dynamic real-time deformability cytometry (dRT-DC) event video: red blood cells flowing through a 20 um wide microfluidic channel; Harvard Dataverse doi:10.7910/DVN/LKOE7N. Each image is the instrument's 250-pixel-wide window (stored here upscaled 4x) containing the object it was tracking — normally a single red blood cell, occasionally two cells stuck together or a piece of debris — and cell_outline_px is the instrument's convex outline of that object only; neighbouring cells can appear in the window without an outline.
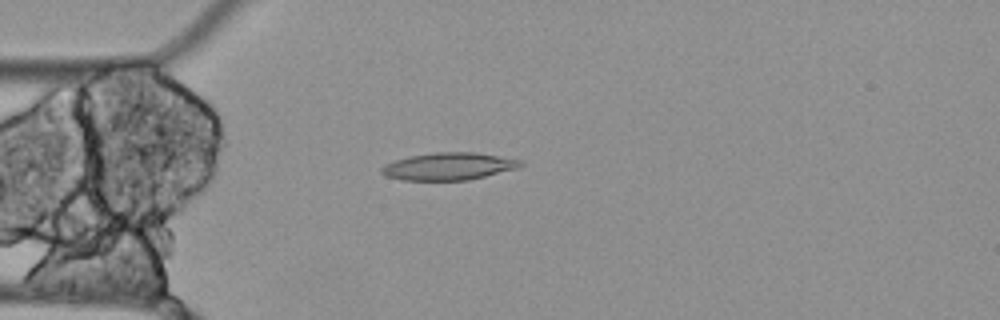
{"species": "Egyptian fruit bat (a non-hibernating species)", "species_latin": "Rousettus aegyptiacus", "temperature_condition": "cold", "stored_images_in_passage": 42, "camera_frame_rate_fps": 3000, "um_per_image_px": 0.085, "animal": {"sex": "female"}, "frame": {"image": 1, "passage_image": 2, "time_ms": 0.333, "image_size_px": [1000, 320], "cell_outline_px": [[524, 164], [516, 168], [468, 180], [404, 180], [384, 176], [380, 172], [380, 168], [384, 164], [408, 156], [432, 152], [476, 152], [524, 160]], "centroid_in_image_um": [38.11, 14.13], "position_along_channel_um": 46.9, "area_um2": 22.25}}
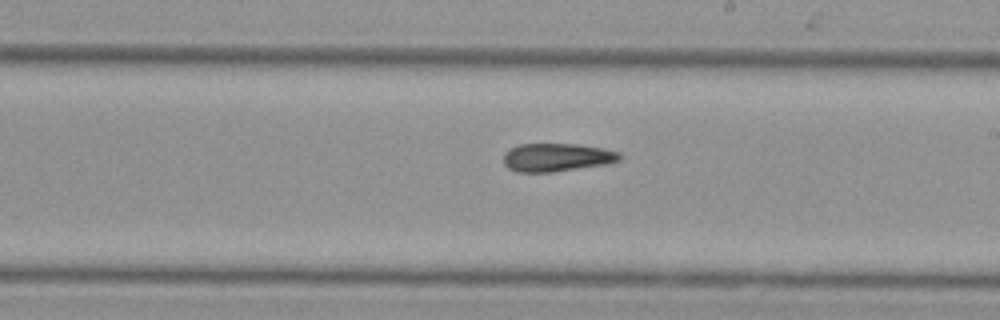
{"frame": {"image": 2, "passage_image": 19, "time_ms": 6.0, "image_size_px": [1000, 320], "cell_outline_px": [[620, 160], [608, 164], [552, 172], [516, 172], [508, 168], [504, 164], [504, 152], [520, 144], [576, 144], [600, 148], [620, 152]], "centroid_in_image_um": [47.31, 13.38], "position_along_channel_um": 241.7, "area_um2": 19.02}}
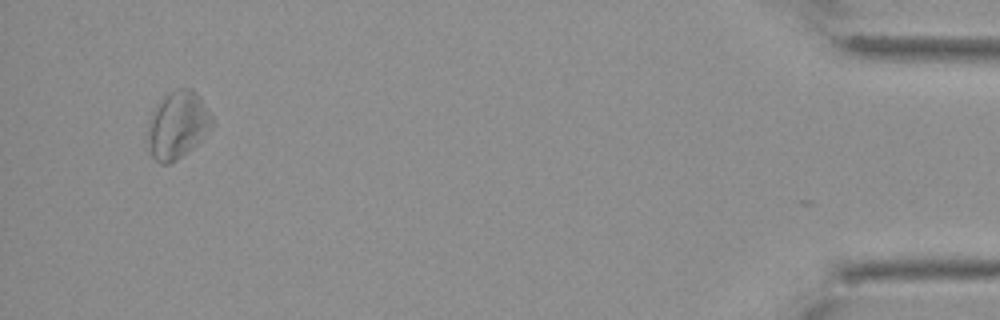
{"frame": {"image": 3, "passage_image": 41, "time_ms": 13.333, "image_size_px": [1000, 320], "cell_outline_px": [[216, 120], [204, 136], [192, 148], [176, 160], [168, 164], [160, 164], [152, 156], [148, 148], [148, 120], [156, 104], [168, 92], [176, 88], [192, 88], [200, 96]], "centroid_in_image_um": [15.1, 10.59], "position_along_channel_um": 420.1, "area_um2": 25.55}}